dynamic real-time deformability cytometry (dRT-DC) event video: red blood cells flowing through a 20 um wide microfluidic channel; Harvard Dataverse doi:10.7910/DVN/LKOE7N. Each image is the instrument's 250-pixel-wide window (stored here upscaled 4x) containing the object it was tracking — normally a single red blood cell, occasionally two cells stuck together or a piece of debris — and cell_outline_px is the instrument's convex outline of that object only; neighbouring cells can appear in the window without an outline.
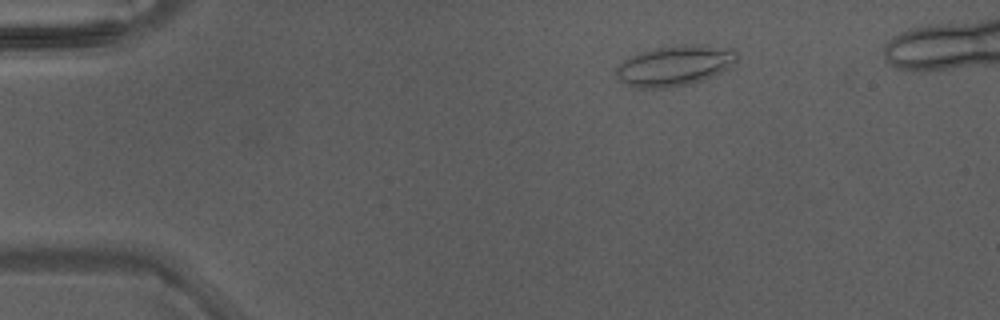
{"species": "Egyptian fruit bat (a non-hibernating species)", "species_latin": "Rousettus aegyptiacus", "temperature_condition": "warm", "stored_images_in_passage": 37, "camera_frame_rate_fps": 3000, "um_per_image_px": 0.085, "animal": {"sex": "male"}, "frame": {"image": 1, "passage_image": 1, "time_ms": 0.0, "image_size_px": [1000, 320], "cell_outline_px": [[736, 60], [728, 68], [712, 76], [688, 84], [668, 88], [636, 88], [620, 80], [616, 76], [616, 68], [624, 60], [640, 52], [656, 48], [680, 44], [696, 44], [732, 48], [736, 52]], "centroid_in_image_um": [57.34, 5.57], "position_along_channel_um": 27.7, "area_um2": 28.21}}
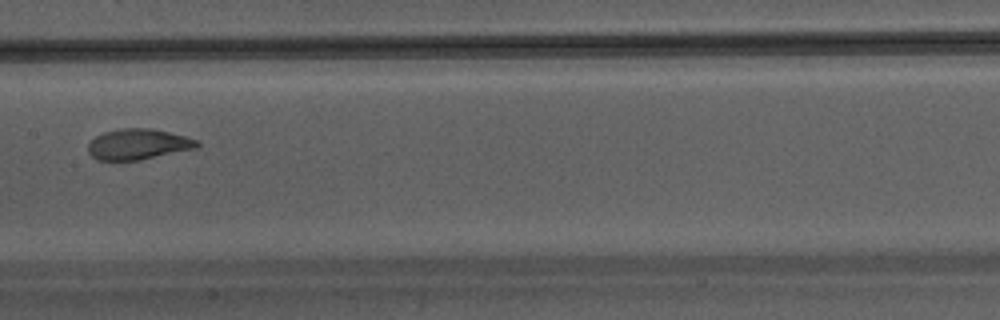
{"frame": {"image": 2, "passage_image": 17, "time_ms": 5.333, "image_size_px": [1000, 320], "cell_outline_px": [[200, 144], [196, 148], [140, 160], [100, 160], [92, 156], [88, 152], [88, 144], [96, 136], [104, 132], [120, 128], [148, 128], [168, 132], [184, 136], [196, 140]], "centroid_in_image_um": [11.72, 12.26], "position_along_channel_um": 195.7, "area_um2": 19.25}}
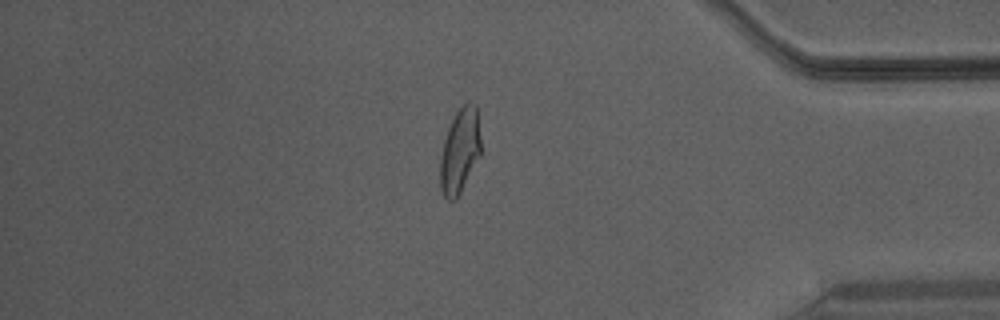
{"frame": {"image": 3, "passage_image": 32, "time_ms": 10.333, "image_size_px": [1000, 320], "cell_outline_px": [[480, 156], [456, 200], [448, 200], [444, 196], [440, 188], [440, 156], [444, 140], [452, 116], [468, 100], [472, 100], [476, 104], [480, 140]], "centroid_in_image_um": [39.08, 12.8], "position_along_channel_um": 396.1, "area_um2": 20.17}}